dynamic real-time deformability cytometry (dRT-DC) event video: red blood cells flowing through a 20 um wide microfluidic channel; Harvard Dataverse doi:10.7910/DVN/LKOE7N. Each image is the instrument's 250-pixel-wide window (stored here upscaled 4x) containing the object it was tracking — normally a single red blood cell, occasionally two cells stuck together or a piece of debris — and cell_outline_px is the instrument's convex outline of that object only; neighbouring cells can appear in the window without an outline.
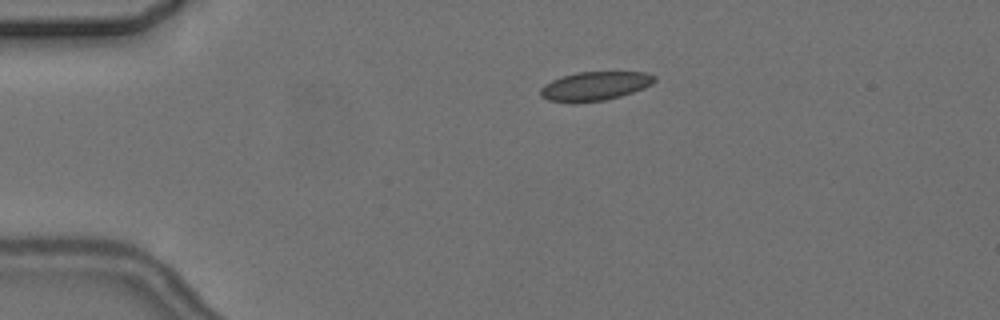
{"species": "common noctule bat (a hibernating species)", "species_latin": "Nyctalus noctula", "temperature_condition": "cold", "stored_images_in_passage": 3, "camera_frame_rate_fps": 3000, "um_per_image_px": 0.085, "animal": {"sex": "female", "body_mass_g": 24.6, "forearm_length_mm": 56.2}, "frame": {"image": 1, "passage_image": 1, "time_ms": 0.0, "image_size_px": [1000, 320], "cell_outline_px": [[656, 80], [652, 84], [644, 88], [620, 96], [604, 100], [576, 104], [548, 100], [540, 96], [540, 88], [544, 84], [552, 80], [576, 72], [648, 72], [656, 76]], "centroid_in_image_um": [50.55, 7.33], "position_along_channel_um": 34.4, "area_um2": 19.42}}
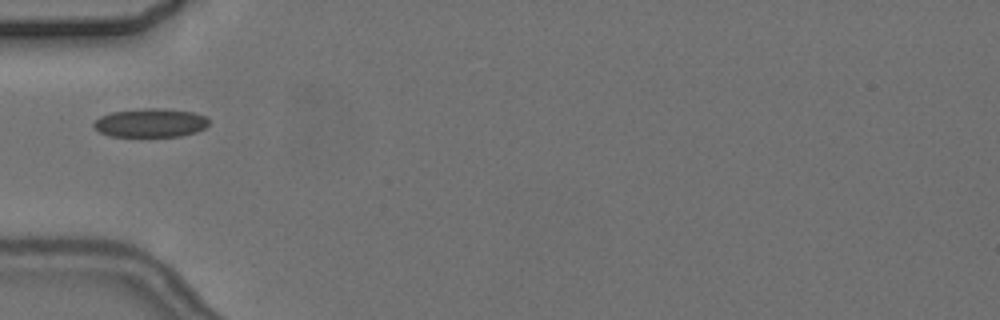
{"frame": {"image": 2, "passage_image": 3, "time_ms": 2.333, "image_size_px": [1000, 320], "cell_outline_px": [[212, 120], [204, 128], [196, 132], [180, 136], [108, 136], [100, 132], [92, 124], [100, 116], [112, 112], [144, 108], [164, 108], [192, 112], [208, 116]], "centroid_in_image_um": [12.84, 10.43], "position_along_channel_um": 72.2, "area_um2": 19.36}}